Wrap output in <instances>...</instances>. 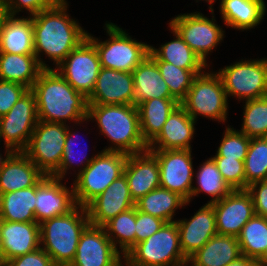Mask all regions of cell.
Wrapping results in <instances>:
<instances>
[{"label": "cell", "mask_w": 267, "mask_h": 266, "mask_svg": "<svg viewBox=\"0 0 267 266\" xmlns=\"http://www.w3.org/2000/svg\"><path fill=\"white\" fill-rule=\"evenodd\" d=\"M246 59L216 70L228 99L231 96L241 102L267 96V57Z\"/></svg>", "instance_id": "9c48e42d"}, {"label": "cell", "mask_w": 267, "mask_h": 266, "mask_svg": "<svg viewBox=\"0 0 267 266\" xmlns=\"http://www.w3.org/2000/svg\"><path fill=\"white\" fill-rule=\"evenodd\" d=\"M124 175L134 202L160 187L158 161L149 150L128 155Z\"/></svg>", "instance_id": "44dd1931"}, {"label": "cell", "mask_w": 267, "mask_h": 266, "mask_svg": "<svg viewBox=\"0 0 267 266\" xmlns=\"http://www.w3.org/2000/svg\"><path fill=\"white\" fill-rule=\"evenodd\" d=\"M88 104L134 105V82L131 72L101 67Z\"/></svg>", "instance_id": "d6986e66"}, {"label": "cell", "mask_w": 267, "mask_h": 266, "mask_svg": "<svg viewBox=\"0 0 267 266\" xmlns=\"http://www.w3.org/2000/svg\"><path fill=\"white\" fill-rule=\"evenodd\" d=\"M63 1L64 0H6V4L10 16H17L20 14L19 12L21 10H23L21 12L26 10L29 17H32L43 10L58 6Z\"/></svg>", "instance_id": "7bdbcfd3"}, {"label": "cell", "mask_w": 267, "mask_h": 266, "mask_svg": "<svg viewBox=\"0 0 267 266\" xmlns=\"http://www.w3.org/2000/svg\"><path fill=\"white\" fill-rule=\"evenodd\" d=\"M90 224L86 207L77 205L65 215L40 223L41 248L56 266H69L76 255L81 233Z\"/></svg>", "instance_id": "277c9868"}, {"label": "cell", "mask_w": 267, "mask_h": 266, "mask_svg": "<svg viewBox=\"0 0 267 266\" xmlns=\"http://www.w3.org/2000/svg\"><path fill=\"white\" fill-rule=\"evenodd\" d=\"M155 62L163 80L168 85L171 95L179 103L186 98L195 77L204 71L182 69L165 61Z\"/></svg>", "instance_id": "ab89813d"}, {"label": "cell", "mask_w": 267, "mask_h": 266, "mask_svg": "<svg viewBox=\"0 0 267 266\" xmlns=\"http://www.w3.org/2000/svg\"><path fill=\"white\" fill-rule=\"evenodd\" d=\"M76 206L73 185L68 188L62 179L47 175L36 183L35 219L38 224L65 215Z\"/></svg>", "instance_id": "2e32d148"}, {"label": "cell", "mask_w": 267, "mask_h": 266, "mask_svg": "<svg viewBox=\"0 0 267 266\" xmlns=\"http://www.w3.org/2000/svg\"><path fill=\"white\" fill-rule=\"evenodd\" d=\"M211 15L212 18H208L198 11L180 13L168 23L208 67L209 54L225 38L223 27L216 23L214 10H211Z\"/></svg>", "instance_id": "30bf717a"}, {"label": "cell", "mask_w": 267, "mask_h": 266, "mask_svg": "<svg viewBox=\"0 0 267 266\" xmlns=\"http://www.w3.org/2000/svg\"><path fill=\"white\" fill-rule=\"evenodd\" d=\"M134 105L153 98H174L156 62L147 56L133 71Z\"/></svg>", "instance_id": "484cf974"}, {"label": "cell", "mask_w": 267, "mask_h": 266, "mask_svg": "<svg viewBox=\"0 0 267 266\" xmlns=\"http://www.w3.org/2000/svg\"><path fill=\"white\" fill-rule=\"evenodd\" d=\"M44 175L23 152H13L0 168V194L34 186Z\"/></svg>", "instance_id": "cb8c5ba5"}, {"label": "cell", "mask_w": 267, "mask_h": 266, "mask_svg": "<svg viewBox=\"0 0 267 266\" xmlns=\"http://www.w3.org/2000/svg\"><path fill=\"white\" fill-rule=\"evenodd\" d=\"M219 1H220V3H221L223 0H219ZM215 2H217V0H212V7H213V4H214Z\"/></svg>", "instance_id": "11a10c76"}, {"label": "cell", "mask_w": 267, "mask_h": 266, "mask_svg": "<svg viewBox=\"0 0 267 266\" xmlns=\"http://www.w3.org/2000/svg\"><path fill=\"white\" fill-rule=\"evenodd\" d=\"M259 266H267V249L263 256L258 260Z\"/></svg>", "instance_id": "f5cc1de1"}, {"label": "cell", "mask_w": 267, "mask_h": 266, "mask_svg": "<svg viewBox=\"0 0 267 266\" xmlns=\"http://www.w3.org/2000/svg\"><path fill=\"white\" fill-rule=\"evenodd\" d=\"M87 119L95 121L100 132L98 134L109 140V145L102 151L130 155L147 150L148 145L141 134L137 106L88 104Z\"/></svg>", "instance_id": "3957f363"}, {"label": "cell", "mask_w": 267, "mask_h": 266, "mask_svg": "<svg viewBox=\"0 0 267 266\" xmlns=\"http://www.w3.org/2000/svg\"><path fill=\"white\" fill-rule=\"evenodd\" d=\"M225 127L226 130H224L216 154L212 157H226V159L245 161L251 138L231 125Z\"/></svg>", "instance_id": "60d3db41"}, {"label": "cell", "mask_w": 267, "mask_h": 266, "mask_svg": "<svg viewBox=\"0 0 267 266\" xmlns=\"http://www.w3.org/2000/svg\"><path fill=\"white\" fill-rule=\"evenodd\" d=\"M43 68L35 55L0 52V80L16 82L31 89Z\"/></svg>", "instance_id": "4dcf8cb0"}, {"label": "cell", "mask_w": 267, "mask_h": 266, "mask_svg": "<svg viewBox=\"0 0 267 266\" xmlns=\"http://www.w3.org/2000/svg\"><path fill=\"white\" fill-rule=\"evenodd\" d=\"M4 149H5V151H4L5 154L2 156V153H0V168L4 165L5 161L13 153V151L10 148H4Z\"/></svg>", "instance_id": "f907efd6"}, {"label": "cell", "mask_w": 267, "mask_h": 266, "mask_svg": "<svg viewBox=\"0 0 267 266\" xmlns=\"http://www.w3.org/2000/svg\"><path fill=\"white\" fill-rule=\"evenodd\" d=\"M0 52L35 55L32 17L9 16L0 28Z\"/></svg>", "instance_id": "4316f807"}, {"label": "cell", "mask_w": 267, "mask_h": 266, "mask_svg": "<svg viewBox=\"0 0 267 266\" xmlns=\"http://www.w3.org/2000/svg\"><path fill=\"white\" fill-rule=\"evenodd\" d=\"M102 227L114 246L125 256L135 246L136 207L118 214Z\"/></svg>", "instance_id": "e575fe53"}, {"label": "cell", "mask_w": 267, "mask_h": 266, "mask_svg": "<svg viewBox=\"0 0 267 266\" xmlns=\"http://www.w3.org/2000/svg\"><path fill=\"white\" fill-rule=\"evenodd\" d=\"M244 168L245 189L252 183L267 180V137L251 138Z\"/></svg>", "instance_id": "74e56055"}, {"label": "cell", "mask_w": 267, "mask_h": 266, "mask_svg": "<svg viewBox=\"0 0 267 266\" xmlns=\"http://www.w3.org/2000/svg\"><path fill=\"white\" fill-rule=\"evenodd\" d=\"M241 255L238 237L216 234L188 259L187 266H226Z\"/></svg>", "instance_id": "83f0119b"}, {"label": "cell", "mask_w": 267, "mask_h": 266, "mask_svg": "<svg viewBox=\"0 0 267 266\" xmlns=\"http://www.w3.org/2000/svg\"><path fill=\"white\" fill-rule=\"evenodd\" d=\"M3 264H4V250H3L1 219H0V266H2Z\"/></svg>", "instance_id": "816d5d0a"}, {"label": "cell", "mask_w": 267, "mask_h": 266, "mask_svg": "<svg viewBox=\"0 0 267 266\" xmlns=\"http://www.w3.org/2000/svg\"><path fill=\"white\" fill-rule=\"evenodd\" d=\"M68 7L67 0H64L58 6L32 16L34 53L43 69H52L45 63L43 54L51 59L55 69L88 36V31L68 14Z\"/></svg>", "instance_id": "6da1fadb"}, {"label": "cell", "mask_w": 267, "mask_h": 266, "mask_svg": "<svg viewBox=\"0 0 267 266\" xmlns=\"http://www.w3.org/2000/svg\"><path fill=\"white\" fill-rule=\"evenodd\" d=\"M239 131L249 138L267 137V96L246 100Z\"/></svg>", "instance_id": "f35d334b"}, {"label": "cell", "mask_w": 267, "mask_h": 266, "mask_svg": "<svg viewBox=\"0 0 267 266\" xmlns=\"http://www.w3.org/2000/svg\"><path fill=\"white\" fill-rule=\"evenodd\" d=\"M36 184L34 186L0 194V219L10 222H36Z\"/></svg>", "instance_id": "d6a6232c"}, {"label": "cell", "mask_w": 267, "mask_h": 266, "mask_svg": "<svg viewBox=\"0 0 267 266\" xmlns=\"http://www.w3.org/2000/svg\"><path fill=\"white\" fill-rule=\"evenodd\" d=\"M158 161L160 187L178 193L191 202V192L195 181L192 150H149ZM192 153V154H191Z\"/></svg>", "instance_id": "5bb4252c"}, {"label": "cell", "mask_w": 267, "mask_h": 266, "mask_svg": "<svg viewBox=\"0 0 267 266\" xmlns=\"http://www.w3.org/2000/svg\"><path fill=\"white\" fill-rule=\"evenodd\" d=\"M135 206L131 197L128 181L125 175H121L105 191L93 199L86 210L90 225L103 226L118 214Z\"/></svg>", "instance_id": "ac0fdd59"}, {"label": "cell", "mask_w": 267, "mask_h": 266, "mask_svg": "<svg viewBox=\"0 0 267 266\" xmlns=\"http://www.w3.org/2000/svg\"><path fill=\"white\" fill-rule=\"evenodd\" d=\"M124 260L130 266H187L176 221L166 222L145 241L137 243Z\"/></svg>", "instance_id": "8992f818"}, {"label": "cell", "mask_w": 267, "mask_h": 266, "mask_svg": "<svg viewBox=\"0 0 267 266\" xmlns=\"http://www.w3.org/2000/svg\"><path fill=\"white\" fill-rule=\"evenodd\" d=\"M36 99L31 90L0 117V142L13 152H23L38 123Z\"/></svg>", "instance_id": "7c38bea8"}, {"label": "cell", "mask_w": 267, "mask_h": 266, "mask_svg": "<svg viewBox=\"0 0 267 266\" xmlns=\"http://www.w3.org/2000/svg\"><path fill=\"white\" fill-rule=\"evenodd\" d=\"M127 157L122 152L100 150L92 162L75 176L73 191L76 204L86 207L123 175Z\"/></svg>", "instance_id": "52a82bcc"}, {"label": "cell", "mask_w": 267, "mask_h": 266, "mask_svg": "<svg viewBox=\"0 0 267 266\" xmlns=\"http://www.w3.org/2000/svg\"><path fill=\"white\" fill-rule=\"evenodd\" d=\"M199 1H202V0H196V2H198L199 3ZM203 1H206L207 3H209L208 5H210L209 6V12L211 11V10H214V8H212V0H203Z\"/></svg>", "instance_id": "db71d44e"}, {"label": "cell", "mask_w": 267, "mask_h": 266, "mask_svg": "<svg viewBox=\"0 0 267 266\" xmlns=\"http://www.w3.org/2000/svg\"><path fill=\"white\" fill-rule=\"evenodd\" d=\"M166 221L136 209L135 245L157 232Z\"/></svg>", "instance_id": "f6af8a7d"}, {"label": "cell", "mask_w": 267, "mask_h": 266, "mask_svg": "<svg viewBox=\"0 0 267 266\" xmlns=\"http://www.w3.org/2000/svg\"><path fill=\"white\" fill-rule=\"evenodd\" d=\"M72 125H67V134H66V139H65V146H64V153L61 159V164L59 168L51 175L55 178L62 179L64 180L66 178V175L70 174V170L75 169L76 167L79 169L73 170L74 175L76 176L78 173L82 172L91 162L92 160L96 157L97 154H93L91 157L88 156L87 154V147L85 146L86 150H84V153H80L77 151V148H74L75 145H77V140L79 135L75 132H73L75 128L77 130L79 129L78 127H73L71 128ZM80 142V141H78ZM80 146V145H79ZM76 149V150H75ZM77 151V152H76ZM78 158H83L79 161ZM79 162V163H78ZM75 168H74V167ZM77 172V173H76Z\"/></svg>", "instance_id": "8d00e7d4"}, {"label": "cell", "mask_w": 267, "mask_h": 266, "mask_svg": "<svg viewBox=\"0 0 267 266\" xmlns=\"http://www.w3.org/2000/svg\"><path fill=\"white\" fill-rule=\"evenodd\" d=\"M246 190L252 197L255 214L267 218V180L252 183Z\"/></svg>", "instance_id": "7dc6e473"}, {"label": "cell", "mask_w": 267, "mask_h": 266, "mask_svg": "<svg viewBox=\"0 0 267 266\" xmlns=\"http://www.w3.org/2000/svg\"><path fill=\"white\" fill-rule=\"evenodd\" d=\"M176 224L180 234V246L187 260L217 234L211 203L202 205L189 219L176 220Z\"/></svg>", "instance_id": "ffe728a7"}, {"label": "cell", "mask_w": 267, "mask_h": 266, "mask_svg": "<svg viewBox=\"0 0 267 266\" xmlns=\"http://www.w3.org/2000/svg\"><path fill=\"white\" fill-rule=\"evenodd\" d=\"M67 124L39 120L23 153L47 176L60 166Z\"/></svg>", "instance_id": "8fae6325"}, {"label": "cell", "mask_w": 267, "mask_h": 266, "mask_svg": "<svg viewBox=\"0 0 267 266\" xmlns=\"http://www.w3.org/2000/svg\"><path fill=\"white\" fill-rule=\"evenodd\" d=\"M9 16L6 0H0V28Z\"/></svg>", "instance_id": "681fc988"}, {"label": "cell", "mask_w": 267, "mask_h": 266, "mask_svg": "<svg viewBox=\"0 0 267 266\" xmlns=\"http://www.w3.org/2000/svg\"><path fill=\"white\" fill-rule=\"evenodd\" d=\"M2 266H56L52 258L40 247L37 250L6 261Z\"/></svg>", "instance_id": "bcb514c9"}, {"label": "cell", "mask_w": 267, "mask_h": 266, "mask_svg": "<svg viewBox=\"0 0 267 266\" xmlns=\"http://www.w3.org/2000/svg\"><path fill=\"white\" fill-rule=\"evenodd\" d=\"M30 90L36 99L38 120L73 126L89 122L87 98L56 69H43Z\"/></svg>", "instance_id": "7a4b0ae2"}, {"label": "cell", "mask_w": 267, "mask_h": 266, "mask_svg": "<svg viewBox=\"0 0 267 266\" xmlns=\"http://www.w3.org/2000/svg\"><path fill=\"white\" fill-rule=\"evenodd\" d=\"M194 178L197 183L192 186L191 201L198 194L206 193L210 196V201L207 203H214L221 200L226 195H229L233 189L224 180L219 169L216 166L215 161L210 157L199 165L198 170L194 172Z\"/></svg>", "instance_id": "836d02e7"}, {"label": "cell", "mask_w": 267, "mask_h": 266, "mask_svg": "<svg viewBox=\"0 0 267 266\" xmlns=\"http://www.w3.org/2000/svg\"><path fill=\"white\" fill-rule=\"evenodd\" d=\"M179 104L168 116L159 135L148 145L147 150H192L195 124Z\"/></svg>", "instance_id": "7402d4cb"}, {"label": "cell", "mask_w": 267, "mask_h": 266, "mask_svg": "<svg viewBox=\"0 0 267 266\" xmlns=\"http://www.w3.org/2000/svg\"><path fill=\"white\" fill-rule=\"evenodd\" d=\"M219 4L224 25L238 31L254 29L266 14L265 0H223Z\"/></svg>", "instance_id": "d4e9b609"}, {"label": "cell", "mask_w": 267, "mask_h": 266, "mask_svg": "<svg viewBox=\"0 0 267 266\" xmlns=\"http://www.w3.org/2000/svg\"><path fill=\"white\" fill-rule=\"evenodd\" d=\"M104 30L108 39L100 38L88 32L87 38L95 45L103 68L131 72L147 57L150 45L139 42L118 25L106 21ZM133 38V39H132Z\"/></svg>", "instance_id": "5b68a950"}, {"label": "cell", "mask_w": 267, "mask_h": 266, "mask_svg": "<svg viewBox=\"0 0 267 266\" xmlns=\"http://www.w3.org/2000/svg\"><path fill=\"white\" fill-rule=\"evenodd\" d=\"M123 254L101 226L88 225L81 233L74 260L69 266H118Z\"/></svg>", "instance_id": "9a60e30c"}, {"label": "cell", "mask_w": 267, "mask_h": 266, "mask_svg": "<svg viewBox=\"0 0 267 266\" xmlns=\"http://www.w3.org/2000/svg\"><path fill=\"white\" fill-rule=\"evenodd\" d=\"M169 31L173 33V40L161 44L155 48L150 45L149 56L154 61H165L187 70H205L206 66L188 44L169 25Z\"/></svg>", "instance_id": "f546056e"}, {"label": "cell", "mask_w": 267, "mask_h": 266, "mask_svg": "<svg viewBox=\"0 0 267 266\" xmlns=\"http://www.w3.org/2000/svg\"><path fill=\"white\" fill-rule=\"evenodd\" d=\"M219 169L224 180L233 190L245 189L244 161L226 159V157H211Z\"/></svg>", "instance_id": "b9f144b4"}, {"label": "cell", "mask_w": 267, "mask_h": 266, "mask_svg": "<svg viewBox=\"0 0 267 266\" xmlns=\"http://www.w3.org/2000/svg\"><path fill=\"white\" fill-rule=\"evenodd\" d=\"M29 90L22 84L0 80V117L7 114L13 105Z\"/></svg>", "instance_id": "ee69618b"}, {"label": "cell", "mask_w": 267, "mask_h": 266, "mask_svg": "<svg viewBox=\"0 0 267 266\" xmlns=\"http://www.w3.org/2000/svg\"><path fill=\"white\" fill-rule=\"evenodd\" d=\"M228 101L219 74L205 69L195 77L186 98L180 105L196 122L202 115V118L212 119L215 122L217 120L223 124L228 117Z\"/></svg>", "instance_id": "ba28073f"}, {"label": "cell", "mask_w": 267, "mask_h": 266, "mask_svg": "<svg viewBox=\"0 0 267 266\" xmlns=\"http://www.w3.org/2000/svg\"><path fill=\"white\" fill-rule=\"evenodd\" d=\"M241 254L259 260L267 249V218L255 214L238 236Z\"/></svg>", "instance_id": "d590c367"}, {"label": "cell", "mask_w": 267, "mask_h": 266, "mask_svg": "<svg viewBox=\"0 0 267 266\" xmlns=\"http://www.w3.org/2000/svg\"><path fill=\"white\" fill-rule=\"evenodd\" d=\"M211 204L214 208L217 234L238 237L243 226L255 215L252 197L246 189L233 190Z\"/></svg>", "instance_id": "e0dca14e"}, {"label": "cell", "mask_w": 267, "mask_h": 266, "mask_svg": "<svg viewBox=\"0 0 267 266\" xmlns=\"http://www.w3.org/2000/svg\"><path fill=\"white\" fill-rule=\"evenodd\" d=\"M55 69L77 92L88 98L101 69L95 45L86 38Z\"/></svg>", "instance_id": "4fadbf2b"}, {"label": "cell", "mask_w": 267, "mask_h": 266, "mask_svg": "<svg viewBox=\"0 0 267 266\" xmlns=\"http://www.w3.org/2000/svg\"><path fill=\"white\" fill-rule=\"evenodd\" d=\"M179 104L175 98H153L137 105L141 134L147 145L159 135L168 116Z\"/></svg>", "instance_id": "f1b7e54d"}, {"label": "cell", "mask_w": 267, "mask_h": 266, "mask_svg": "<svg viewBox=\"0 0 267 266\" xmlns=\"http://www.w3.org/2000/svg\"><path fill=\"white\" fill-rule=\"evenodd\" d=\"M4 263L20 255L31 253L40 245V224L1 220Z\"/></svg>", "instance_id": "603a6c76"}, {"label": "cell", "mask_w": 267, "mask_h": 266, "mask_svg": "<svg viewBox=\"0 0 267 266\" xmlns=\"http://www.w3.org/2000/svg\"><path fill=\"white\" fill-rule=\"evenodd\" d=\"M226 266H259L258 260L241 255Z\"/></svg>", "instance_id": "c3c4849f"}, {"label": "cell", "mask_w": 267, "mask_h": 266, "mask_svg": "<svg viewBox=\"0 0 267 266\" xmlns=\"http://www.w3.org/2000/svg\"><path fill=\"white\" fill-rule=\"evenodd\" d=\"M189 204L190 202L178 193L158 187L137 200L135 207L143 213L163 219L166 222H172L176 221L174 216L177 209H184Z\"/></svg>", "instance_id": "1f68e13d"}]
</instances>
